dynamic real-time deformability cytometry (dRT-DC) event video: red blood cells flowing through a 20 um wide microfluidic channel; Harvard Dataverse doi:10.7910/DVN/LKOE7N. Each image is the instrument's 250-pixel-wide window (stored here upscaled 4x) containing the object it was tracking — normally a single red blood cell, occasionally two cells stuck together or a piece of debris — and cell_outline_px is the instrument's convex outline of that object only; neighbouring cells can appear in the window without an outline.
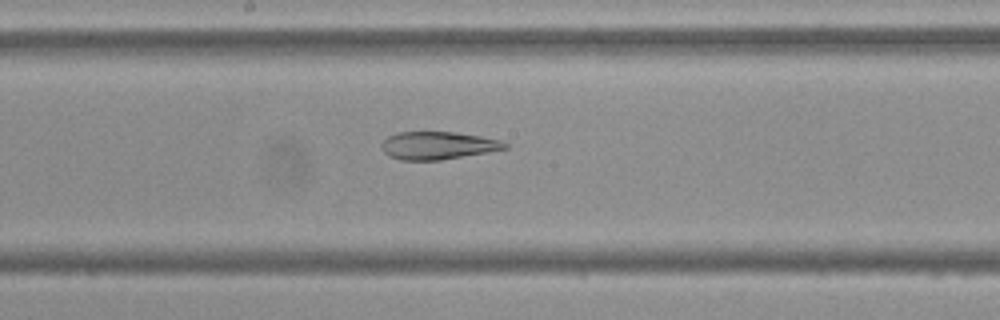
{"species": "Egyptian fruit bat (a non-hibernating species)", "species_latin": "Rousettus aegyptiacus", "temperature_condition": "cold", "stored_images_in_passage": 44, "camera_frame_rate_fps": 3000, "um_per_image_px": 0.085, "frame": {"image": 1, "passage_image": 18, "time_ms": 5.667, "image_size_px": [1000, 320], "cell_outline_px": [[508, 148], [488, 152], [440, 160], [400, 160], [388, 156], [384, 152], [380, 144], [388, 136], [396, 132], [452, 132], [480, 136], [500, 140], [508, 144]], "centroid_in_image_um": [37.19, 12.37], "position_along_channel_um": 211.0, "area_um2": 19.94}}
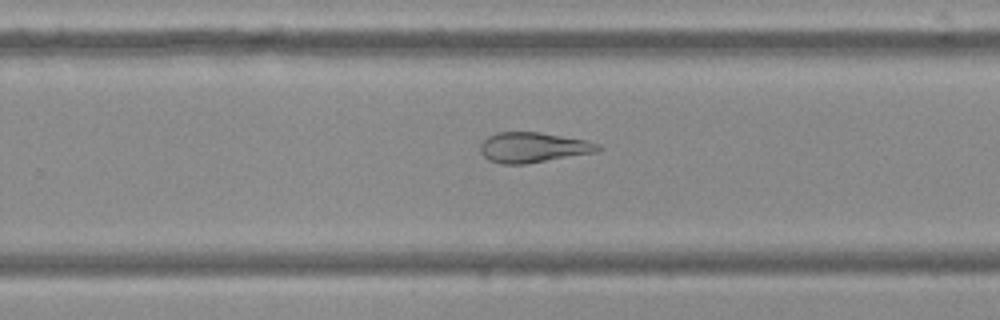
{"frame": {"image": 2, "passage_image": 24, "time_ms": 7.667, "image_size_px": [1000, 320], "cell_outline_px": [[604, 148], [596, 152], [524, 164], [500, 164], [488, 160], [480, 152], [480, 144], [488, 136], [496, 132], [540, 132], [588, 140], [600, 144]], "centroid_in_image_um": [45.32, 12.52], "position_along_channel_um": 284.5, "area_um2": 20.87}}
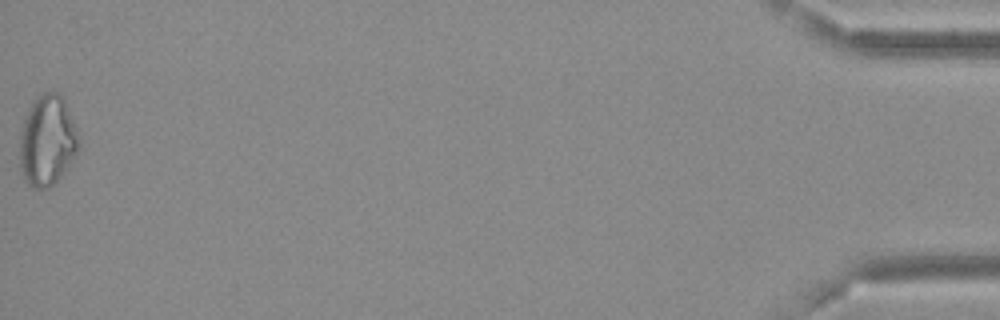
{"frame": {"image": 3, "passage_image": 44, "time_ms": 14.333, "image_size_px": [1000, 320], "cell_outline_px": [[80, 148], [68, 168], [48, 188], [36, 188], [28, 184], [24, 180], [20, 168], [20, 132], [28, 108], [32, 100], [36, 96], [44, 92], [60, 92], [64, 100], [80, 136]], "centroid_in_image_um": [4.03, 11.93], "position_along_channel_um": 431.2, "area_um2": 31.5}, "authors_computed_cell_mechanics": {"area_um2": 24.0448, "velocity_mm_per_s": 3.6846, "shape_relaxation_time_tau1_ms": null, "shape_relaxation_time_tau2_ms": 5.5562, "deformation_change_tau1": null, "deformation_change_tau2": 0.1506}}